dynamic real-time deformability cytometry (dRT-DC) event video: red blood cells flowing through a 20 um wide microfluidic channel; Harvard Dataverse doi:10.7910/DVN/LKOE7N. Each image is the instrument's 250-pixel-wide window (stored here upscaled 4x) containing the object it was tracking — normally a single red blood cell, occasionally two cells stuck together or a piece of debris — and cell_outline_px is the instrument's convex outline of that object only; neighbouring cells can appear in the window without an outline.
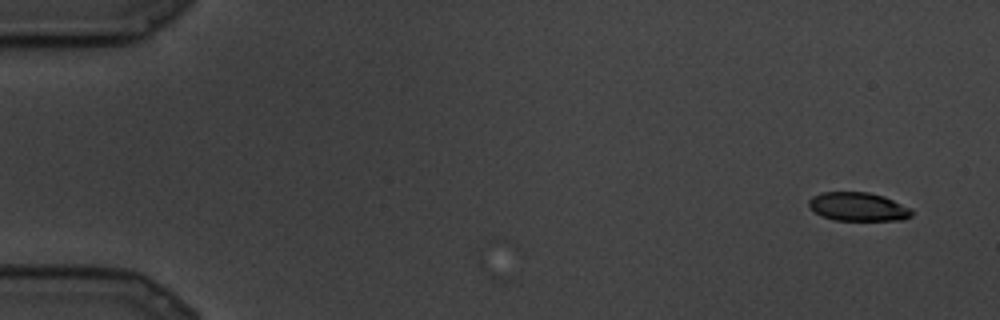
{"species": "common noctule bat (a hibernating species)", "species_latin": "Nyctalus noctula", "temperature_condition": "cold", "stored_images_in_passage": 4, "camera_frame_rate_fps": 3000, "um_per_image_px": 0.085, "animal": {"sex": "male", "body_mass_g": 19.5, "forearm_length_mm": 54.6}, "frame": {"image": 1, "passage_image": 4, "time_ms": 1.0, "image_size_px": [1000, 320], "cell_outline_px": [[912, 216], [904, 220], [832, 220], [816, 212], [808, 204], [808, 200], [812, 196], [820, 192], [868, 192], [884, 196], [912, 208]], "centroid_in_image_um": [72.97, 17.57], "position_along_channel_um": 12.0, "area_um2": 17.22}}